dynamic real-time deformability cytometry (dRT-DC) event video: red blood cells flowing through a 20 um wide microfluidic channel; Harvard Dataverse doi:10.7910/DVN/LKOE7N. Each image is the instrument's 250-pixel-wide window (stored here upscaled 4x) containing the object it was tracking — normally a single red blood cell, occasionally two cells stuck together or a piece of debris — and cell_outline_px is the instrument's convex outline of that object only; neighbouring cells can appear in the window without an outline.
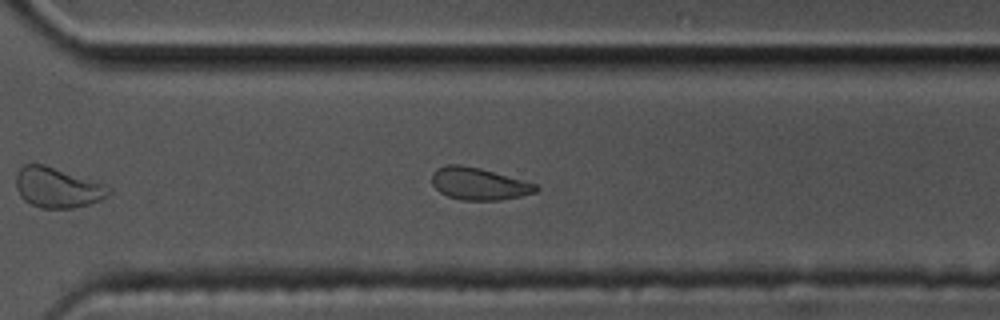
{"species": "common noctule bat (a hibernating species)", "species_latin": "Nyctalus noctula", "temperature_condition": "cold", "stored_images_in_passage": 39, "camera_frame_rate_fps": 3000, "um_per_image_px": 0.085, "animal": {"sex": "male", "body_mass_g": 17.5, "forearm_length_mm": 52.3}, "frame": {"image": 1, "passage_image": 28, "time_ms": 9.0, "image_size_px": [1000, 320], "cell_outline_px": [[540, 188], [536, 192], [520, 196], [500, 200], [460, 200], [448, 196], [440, 192], [432, 184], [432, 172], [436, 168], [448, 164], [460, 164], [480, 168], [536, 184]], "centroid_in_image_um": [40.67, 15.62], "position_along_channel_um": 329.9, "area_um2": 19.48}, "authors_computed_cell_mechanics": {"area_um2": 20.3456, "velocity_mm_per_s": 3.5516, "shape_relaxation_time_tau1_ms": null, "shape_relaxation_time_tau2_ms": 2.7568, "deformation_change_tau1": null, "deformation_change_tau2": 0.0909}}